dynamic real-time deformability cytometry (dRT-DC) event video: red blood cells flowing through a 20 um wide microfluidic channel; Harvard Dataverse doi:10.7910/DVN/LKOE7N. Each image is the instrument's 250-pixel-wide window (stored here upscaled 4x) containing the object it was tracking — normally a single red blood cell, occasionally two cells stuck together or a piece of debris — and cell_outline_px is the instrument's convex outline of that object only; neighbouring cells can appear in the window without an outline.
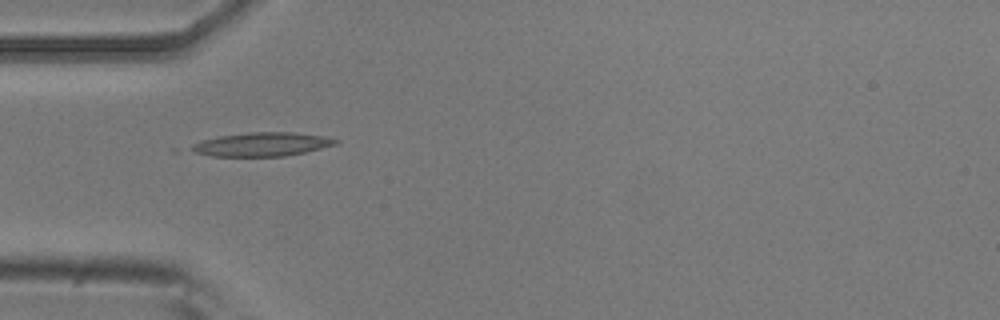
{"species": "common noctule bat (a hibernating species)", "species_latin": "Nyctalus noctula", "temperature_condition": "room temperature", "stored_images_in_passage": 6, "camera_frame_rate_fps": 3000, "um_per_image_px": 0.085, "animal": {"sex": "male", "body_mass_g": 20.5, "forearm_length_mm": 52.5}, "frame": {"image": 1, "passage_image": 3, "time_ms": 0.667, "image_size_px": [1000, 320], "cell_outline_px": [[340, 144], [304, 152], [284, 156], [212, 156], [196, 152], [184, 148], [192, 144], [204, 140], [220, 136], [248, 132], [292, 132], [324, 136], [340, 140]], "centroid_in_image_um": [22.28, 12.26], "position_along_channel_um": 62.7, "area_um2": 20.0}}
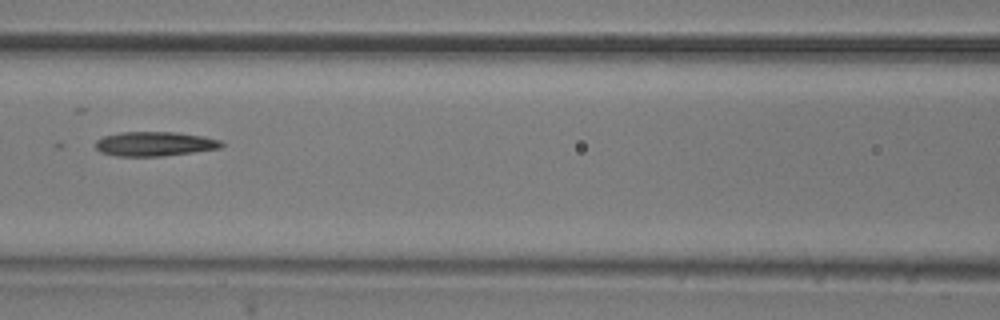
{"frame": {"image": 2, "passage_image": 5, "time_ms": 1.333, "image_size_px": [1000, 320], "cell_outline_px": [[224, 144], [220, 148], [164, 156], [116, 156], [100, 152], [96, 148], [96, 140], [104, 136], [120, 132], [176, 132], [204, 136], [220, 140]], "centroid_in_image_um": [13.14, 12.23], "position_along_channel_um": 153.5, "area_um2": 17.92}}
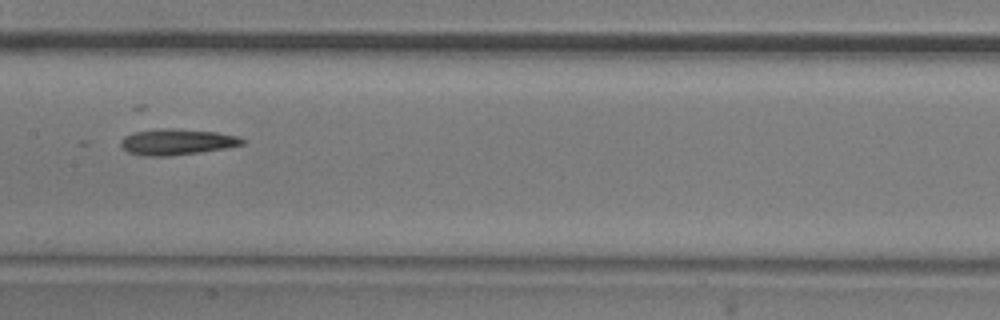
{"frame": {"image": 3, "passage_image": 6, "time_ms": 1.667, "image_size_px": [1000, 320], "cell_outline_px": [[248, 140], [244, 144], [228, 148], [200, 152], [168, 156], [144, 156], [128, 152], [120, 144], [120, 140], [124, 136], [132, 132], [160, 128], [180, 128], [216, 132], [240, 136]], "centroid_in_image_um": [15.08, 12.05], "position_along_channel_um": 192.3, "area_um2": 18.79}}